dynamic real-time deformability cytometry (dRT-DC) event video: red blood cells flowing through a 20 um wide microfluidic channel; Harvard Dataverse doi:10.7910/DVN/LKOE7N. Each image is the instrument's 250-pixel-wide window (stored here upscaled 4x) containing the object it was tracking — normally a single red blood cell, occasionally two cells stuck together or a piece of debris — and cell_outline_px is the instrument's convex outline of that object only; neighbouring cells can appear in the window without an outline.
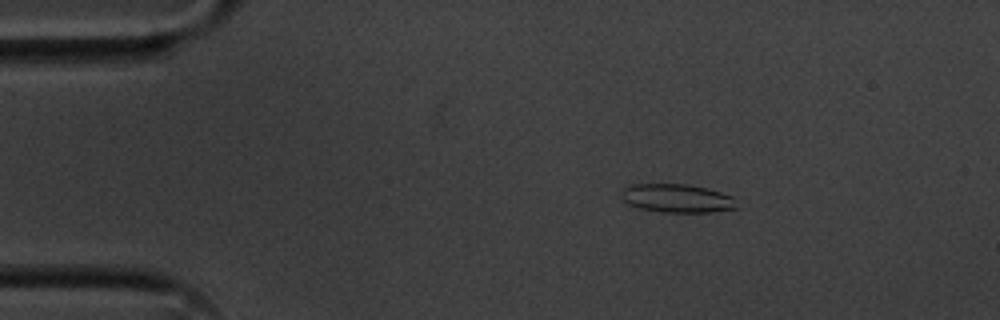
{"species": "common noctule bat (a hibernating species)", "species_latin": "Nyctalus noctula", "temperature_condition": "cold", "stored_images_in_passage": 12, "camera_frame_rate_fps": 3000, "um_per_image_px": 0.085, "animal": {"sex": "male", "body_mass_g": 20.1, "forearm_length_mm": 53.5}, "frame": {"image": 1, "passage_image": 6, "time_ms": 1.667, "image_size_px": [1000, 320], "cell_outline_px": [[732, 208], [700, 212], [684, 212], [648, 208], [636, 204], [648, 184], [672, 184], [700, 188], [716, 192], [728, 196]], "centroid_in_image_um": [58.01, 16.89], "position_along_channel_um": 27.0, "area_um2": 14.57}}